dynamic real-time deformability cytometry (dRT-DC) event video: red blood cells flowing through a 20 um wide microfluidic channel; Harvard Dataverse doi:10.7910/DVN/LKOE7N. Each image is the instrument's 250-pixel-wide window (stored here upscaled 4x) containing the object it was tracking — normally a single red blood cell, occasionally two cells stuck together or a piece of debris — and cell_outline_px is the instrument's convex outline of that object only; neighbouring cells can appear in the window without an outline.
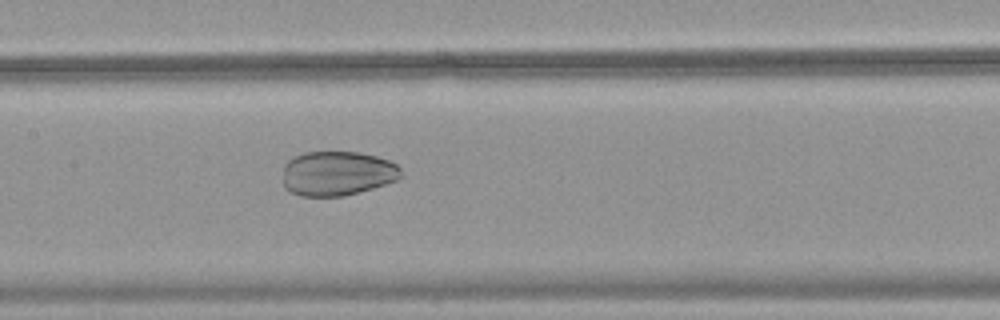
{"species": "common noctule bat (a hibernating species)", "species_latin": "Nyctalus noctula", "temperature_condition": "warm", "stored_images_in_passage": 37, "camera_frame_rate_fps": 3000, "um_per_image_px": 0.085, "animal": {"sex": "female", "body_mass_g": 18.4}, "frame": {"image": 1, "passage_image": 12, "time_ms": 3.667, "image_size_px": [1000, 320], "cell_outline_px": [[404, 176], [396, 180], [372, 188], [344, 196], [300, 196], [284, 188], [284, 164], [292, 156], [304, 152], [360, 152], [376, 156], [388, 160], [396, 164], [400, 168]], "centroid_in_image_um": [28.66, 14.73], "position_along_channel_um": 178.7, "area_um2": 30.81}}
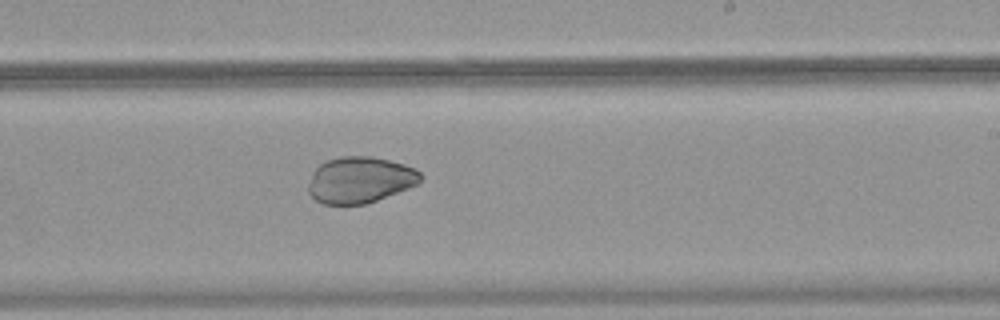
{"frame": {"image": 2, "passage_image": 18, "time_ms": 5.667, "image_size_px": [1000, 320], "cell_outline_px": [[424, 176], [416, 184], [408, 188], [376, 200], [364, 204], [324, 204], [316, 200], [308, 192], [308, 184], [312, 172], [324, 160], [340, 156], [372, 156], [404, 164], [416, 168]], "centroid_in_image_um": [30.58, 15.27], "position_along_channel_um": 258.4, "area_um2": 30.29}}
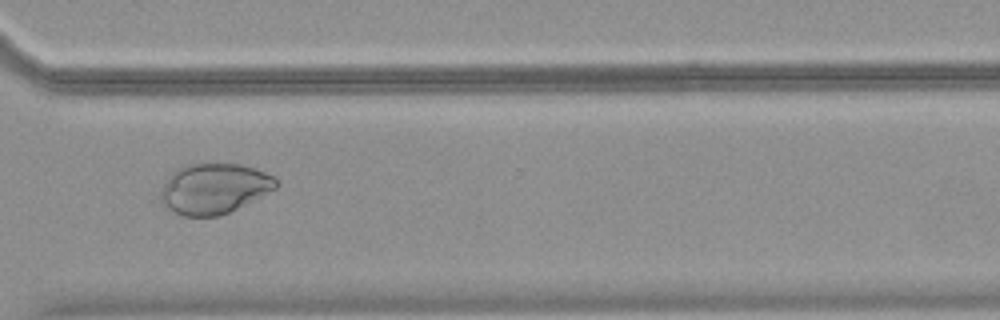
{"frame": {"image": 3, "passage_image": 25, "time_ms": 8.0, "image_size_px": [1000, 320], "cell_outline_px": [[280, 184], [276, 188], [228, 212], [216, 216], [184, 216], [168, 208], [160, 200], [160, 192], [168, 176], [176, 168], [188, 164], [240, 164], [256, 168], [276, 176], [280, 180]], "centroid_in_image_um": [18.22, 16.0], "position_along_channel_um": 352.4, "area_um2": 33.76}}